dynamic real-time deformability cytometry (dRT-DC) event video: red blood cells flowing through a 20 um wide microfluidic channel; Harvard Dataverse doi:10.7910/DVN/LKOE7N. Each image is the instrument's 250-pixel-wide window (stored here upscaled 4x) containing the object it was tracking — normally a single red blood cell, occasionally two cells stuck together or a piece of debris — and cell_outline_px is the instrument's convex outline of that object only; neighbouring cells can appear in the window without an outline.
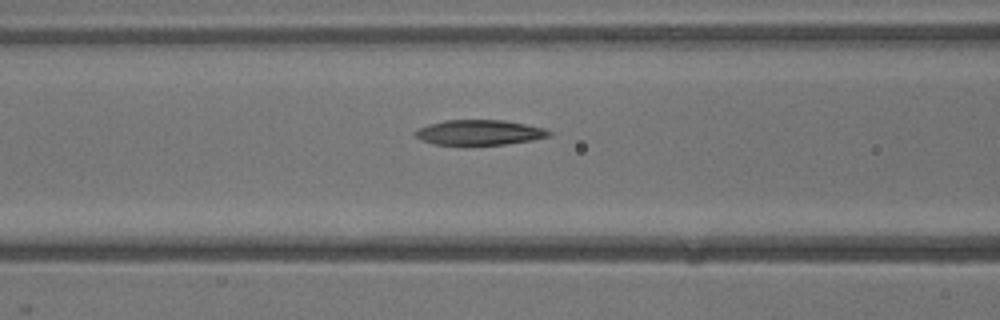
{"species": "common noctule bat (a hibernating species)", "species_latin": "Nyctalus noctula", "temperature_condition": "warm", "stored_images_in_passage": 27, "camera_frame_rate_fps": 3000, "um_per_image_px": 0.085, "animal": {"sex": "male", "body_mass_g": 13.3}, "frame": {"image": 1, "passage_image": 11, "time_ms": 3.333, "image_size_px": [1000, 320], "cell_outline_px": [[552, 136], [532, 140], [504, 144], [432, 144], [420, 140], [412, 132], [416, 128], [428, 124], [444, 120], [504, 120], [544, 128], [552, 132]], "centroid_in_image_um": [40.71, 11.25], "position_along_channel_um": 125.9, "area_um2": 19.59}}
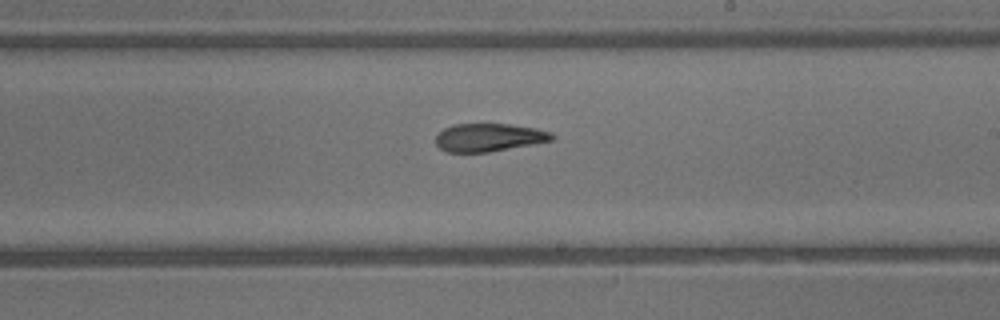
{"frame": {"image": 2, "passage_image": 18, "time_ms": 5.667, "image_size_px": [1000, 320], "cell_outline_px": [[556, 136], [552, 140], [532, 144], [488, 152], [448, 152], [440, 148], [436, 144], [436, 136], [444, 128], [452, 124], [508, 124], [536, 128], [552, 132]], "centroid_in_image_um": [41.56, 11.67], "position_along_channel_um": 247.4, "area_um2": 18.9}}
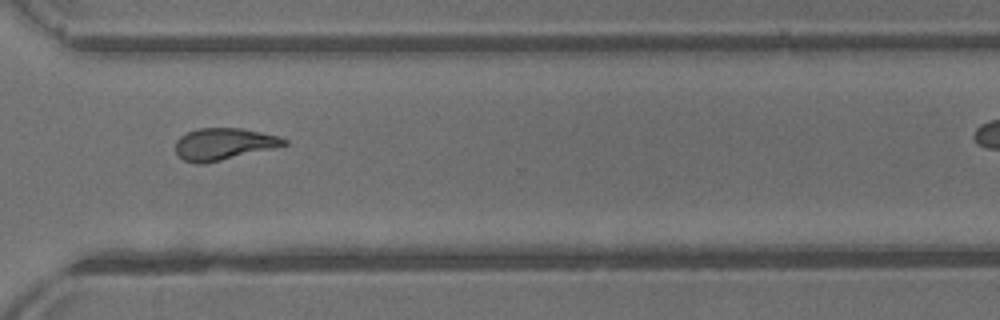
{"frame": {"image": 3, "passage_image": 24, "time_ms": 7.667, "image_size_px": [1000, 320], "cell_outline_px": [[288, 144], [272, 148], [204, 164], [196, 164], [184, 160], [176, 152], [176, 140], [180, 136], [188, 132], [200, 128], [244, 128], [280, 136], [288, 140]], "centroid_in_image_um": [19.02, 12.23], "position_along_channel_um": 351.6, "area_um2": 20.06}}